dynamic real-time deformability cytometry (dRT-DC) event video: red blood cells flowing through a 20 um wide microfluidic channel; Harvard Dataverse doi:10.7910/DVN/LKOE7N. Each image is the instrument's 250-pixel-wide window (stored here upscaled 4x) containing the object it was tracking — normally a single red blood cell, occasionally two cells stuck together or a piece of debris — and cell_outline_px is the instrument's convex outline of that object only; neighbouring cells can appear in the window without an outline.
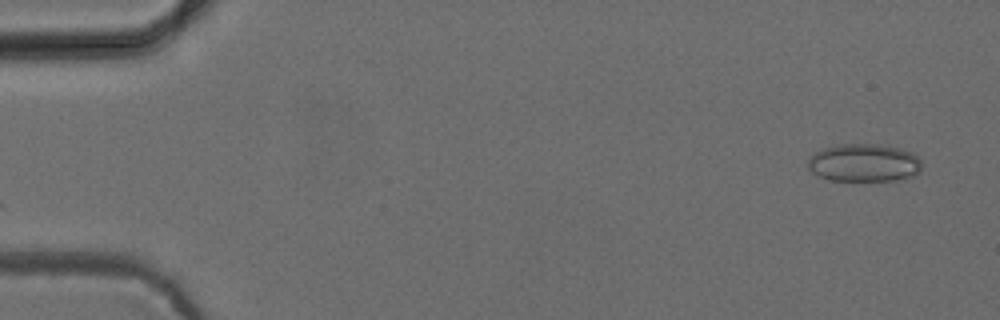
{"species": "common noctule bat (a hibernating species)", "species_latin": "Nyctalus noctula", "temperature_condition": "cold", "stored_images_in_passage": 50, "camera_frame_rate_fps": 3000, "um_per_image_px": 0.085, "animal": {"sex": "female", "body_mass_g": 24.6, "forearm_length_mm": 56.2}, "frame": {"image": 1, "passage_image": 1, "time_ms": 0.0, "image_size_px": [1000, 320], "cell_outline_px": [[920, 172], [916, 176], [896, 180], [828, 180], [812, 172], [808, 168], [808, 156], [824, 148], [840, 144], [880, 144], [900, 148], [912, 152], [920, 160]], "centroid_in_image_um": [73.44, 13.83], "position_along_channel_um": 11.6, "area_um2": 25.26}}
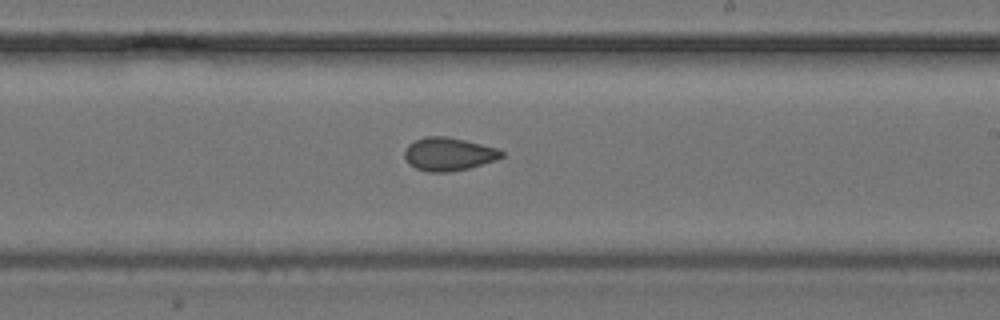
{"frame": {"image": 2, "passage_image": 29, "time_ms": 9.333, "image_size_px": [1000, 320], "cell_outline_px": [[504, 156], [496, 160], [468, 168], [448, 172], [428, 172], [416, 168], [408, 164], [404, 156], [404, 152], [408, 144], [424, 136], [444, 136], [464, 140], [496, 148], [504, 152]], "centroid_in_image_um": [38.1, 13.1], "position_along_channel_um": 250.9, "area_um2": 18.67}}
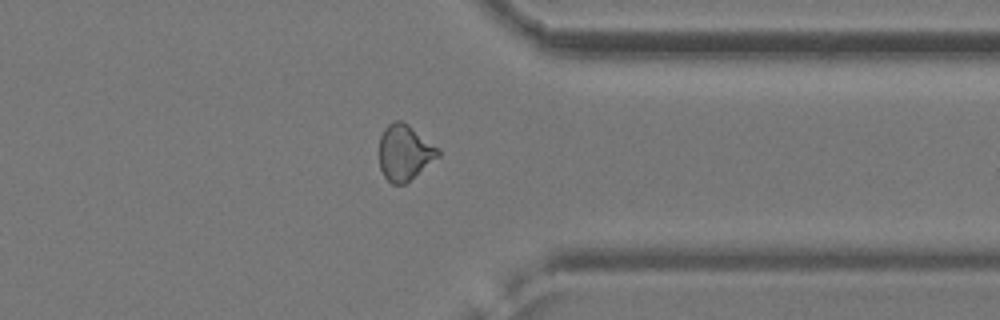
{"frame": {"image": 3, "passage_image": 39, "time_ms": 12.667, "image_size_px": [1000, 320], "cell_outline_px": [[440, 156], [404, 184], [392, 184], [384, 176], [380, 168], [380, 136], [384, 128], [392, 120], [400, 120], [408, 124], [440, 148]], "centroid_in_image_um": [34.4, 12.94], "position_along_channel_um": 377.0, "area_um2": 19.13}, "authors_computed_cell_mechanics": {"area_um2": 19.1318, "velocity_mm_per_s": 3.9358, "shape_relaxation_time_tau1_ms": null, "shape_relaxation_time_tau2_ms": 1.8489, "deformation_change_tau1": null, "deformation_change_tau2": 0.0618}}